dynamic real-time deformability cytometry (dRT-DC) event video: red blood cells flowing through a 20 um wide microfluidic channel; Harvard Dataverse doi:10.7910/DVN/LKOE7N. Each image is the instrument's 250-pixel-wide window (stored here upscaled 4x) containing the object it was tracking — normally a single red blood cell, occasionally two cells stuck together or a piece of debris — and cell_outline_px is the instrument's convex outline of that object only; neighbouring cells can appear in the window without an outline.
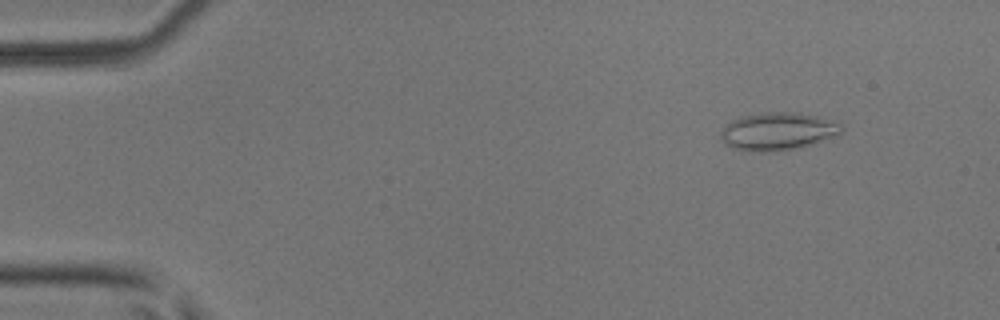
{"species": "common noctule bat (a hibernating species)", "species_latin": "Nyctalus noctula", "temperature_condition": "room temperature", "stored_images_in_passage": 49, "camera_frame_rate_fps": 3000, "um_per_image_px": 0.085, "animal": {"sex": "male", "body_mass_g": 17.9, "forearm_length_mm": 54.2}, "frame": {"image": 1, "passage_image": 3, "time_ms": 0.667, "image_size_px": [1000, 320], "cell_outline_px": [[844, 128], [836, 136], [796, 148], [768, 152], [756, 152], [732, 148], [724, 144], [720, 140], [720, 132], [724, 124], [740, 116], [764, 112], [800, 112], [816, 116], [840, 124]], "centroid_in_image_um": [66.03, 11.16], "position_along_channel_um": 19.0, "area_um2": 26.65}}
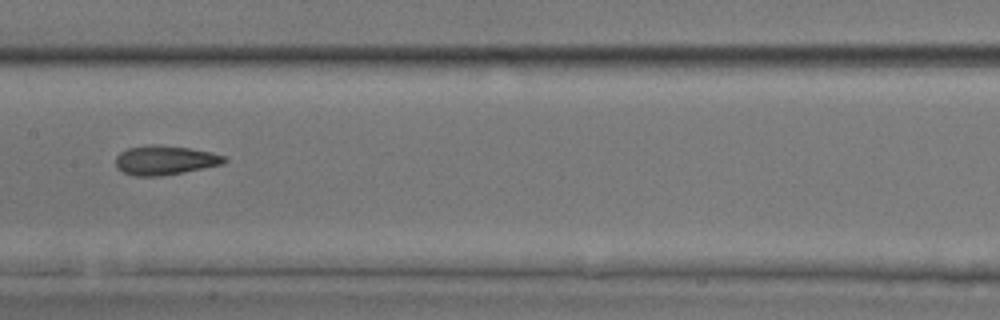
{"frame": {"image": 2, "passage_image": 24, "time_ms": 7.667, "image_size_px": [1000, 320], "cell_outline_px": [[228, 160], [224, 164], [184, 172], [160, 176], [136, 176], [124, 172], [116, 168], [116, 156], [120, 152], [128, 148], [152, 144], [160, 144], [188, 148], [212, 152], [224, 156]], "centroid_in_image_um": [14.03, 13.61], "position_along_channel_um": 193.4, "area_um2": 18.61}}
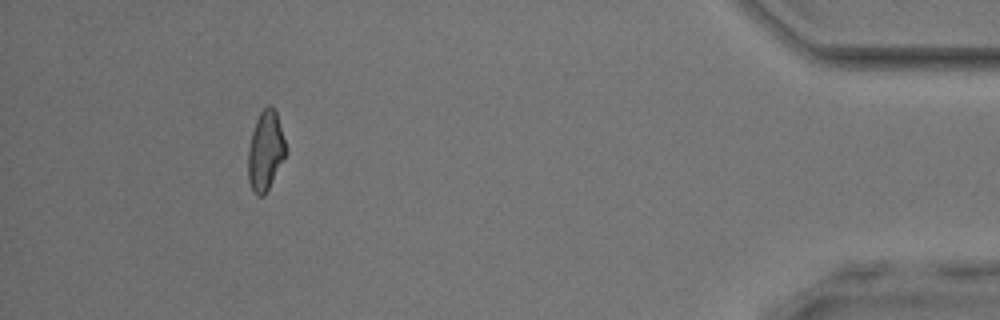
{"frame": {"image": 3, "passage_image": 45, "time_ms": 14.667, "image_size_px": [1000, 320], "cell_outline_px": [[288, 152], [264, 196], [256, 196], [252, 192], [248, 180], [248, 148], [252, 132], [256, 120], [260, 112], [268, 104], [276, 112], [288, 148]], "centroid_in_image_um": [22.57, 12.85], "position_along_channel_um": 412.6, "area_um2": 17.69}, "authors_computed_cell_mechanics": {"area_um2": 18.2648, "velocity_mm_per_s": 3.9732, "shape_relaxation_time_tau1_ms": 6.7585, "shape_relaxation_time_tau2_ms": 2.7244, "deformation_change_tau1": 0.184, "deformation_change_tau2": 0.1032}}